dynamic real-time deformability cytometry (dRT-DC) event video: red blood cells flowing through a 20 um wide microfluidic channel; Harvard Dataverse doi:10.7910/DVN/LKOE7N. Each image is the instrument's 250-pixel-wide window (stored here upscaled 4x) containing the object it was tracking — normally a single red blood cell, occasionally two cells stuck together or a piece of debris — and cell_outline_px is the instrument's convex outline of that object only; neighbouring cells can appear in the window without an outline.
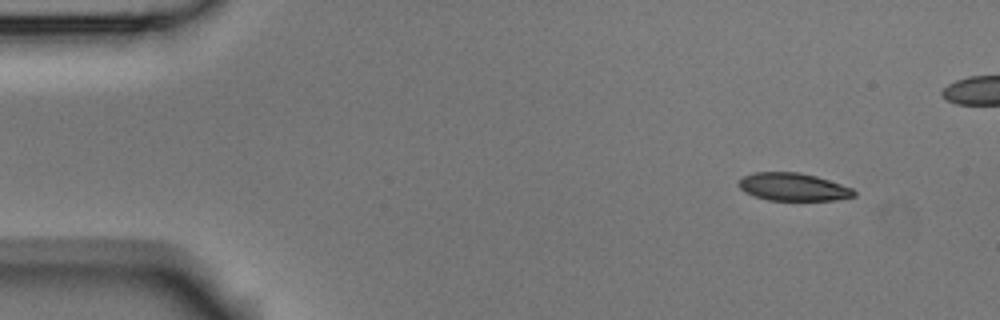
{"species": "Egyptian fruit bat (a non-hibernating species)", "species_latin": "Rousettus aegyptiacus", "temperature_condition": "room temperature", "stored_images_in_passage": 5, "camera_frame_rate_fps": 3000, "um_per_image_px": 0.085, "animal": {"sex": "male"}, "frame": {"image": 1, "passage_image": 1, "time_ms": 0.0, "image_size_px": [1000, 320], "cell_outline_px": [[856, 196], [836, 200], [768, 200], [744, 192], [740, 188], [736, 180], [752, 172], [800, 172], [816, 176], [852, 188], [856, 192]], "centroid_in_image_um": [67.39, 15.88], "position_along_channel_um": 17.6, "area_um2": 18.73}}